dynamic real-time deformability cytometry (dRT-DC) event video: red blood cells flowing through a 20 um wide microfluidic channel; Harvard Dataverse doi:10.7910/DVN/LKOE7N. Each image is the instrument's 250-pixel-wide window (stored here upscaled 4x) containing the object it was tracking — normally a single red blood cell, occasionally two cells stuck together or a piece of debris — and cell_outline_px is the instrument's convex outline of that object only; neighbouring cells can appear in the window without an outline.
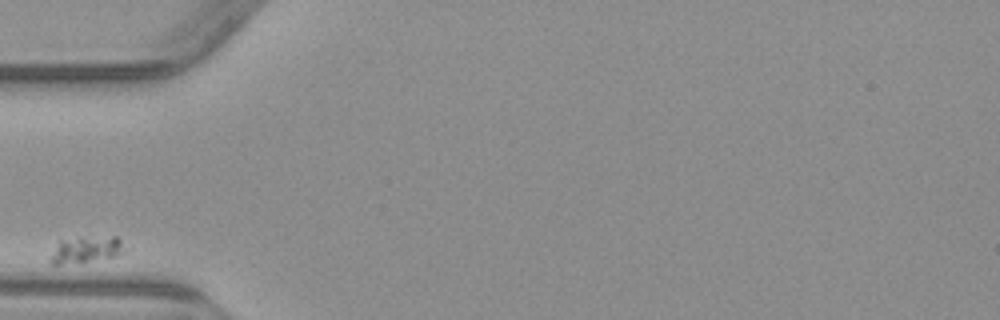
{"species": "common noctule bat (a hibernating species)", "species_latin": "Nyctalus noctula", "temperature_condition": "warm", "stored_images_in_passage": 4, "camera_frame_rate_fps": 3000, "um_per_image_px": 0.085, "animal": {"sex": "male", "body_mass_g": 23.1, "forearm_length_mm": 52.7}, "frame": {"image": 1, "passage_image": 1, "time_ms": 0.0, "image_size_px": [1000, 320], "cell_outline_px": [[128, 248], [124, 252], [112, 256], [88, 260], [60, 264], [52, 264], [48, 260], [60, 240], [112, 236], [116, 236]], "centroid_in_image_um": [7.35, 21.2], "position_along_channel_um": 77.7, "area_um2": 10.92}}
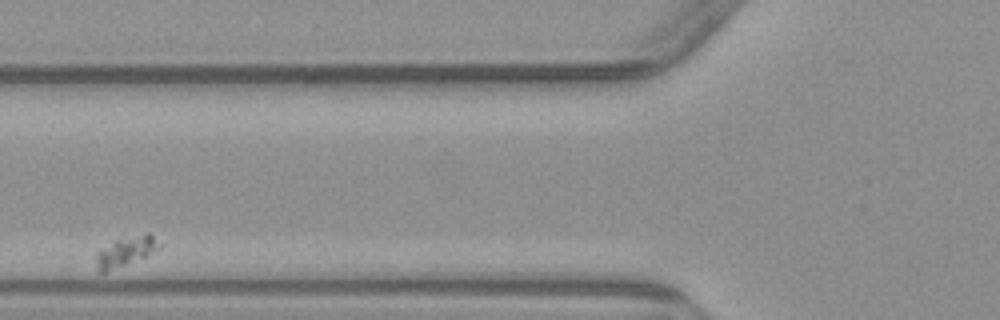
{"frame": {"image": 2, "passage_image": 2, "time_ms": 1.333, "image_size_px": [1000, 320], "cell_outline_px": [[160, 248], [144, 256], [104, 272], [96, 272], [96, 252], [112, 240], [148, 232], [160, 244]], "centroid_in_image_um": [10.62, 21.34], "position_along_channel_um": 115.2, "area_um2": 10.69}}
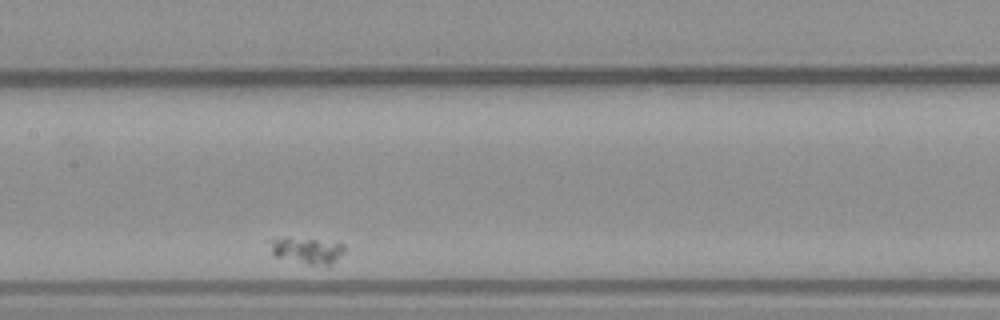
{"frame": {"image": 3, "passage_image": 4, "time_ms": 3.667, "image_size_px": [1000, 320], "cell_outline_px": [[344, 252], [328, 264], [308, 264], [276, 256], [272, 252], [264, 240], [316, 240], [344, 244]], "centroid_in_image_um": [26.05, 21.3], "position_along_channel_um": 181.3, "area_um2": 10.52}}